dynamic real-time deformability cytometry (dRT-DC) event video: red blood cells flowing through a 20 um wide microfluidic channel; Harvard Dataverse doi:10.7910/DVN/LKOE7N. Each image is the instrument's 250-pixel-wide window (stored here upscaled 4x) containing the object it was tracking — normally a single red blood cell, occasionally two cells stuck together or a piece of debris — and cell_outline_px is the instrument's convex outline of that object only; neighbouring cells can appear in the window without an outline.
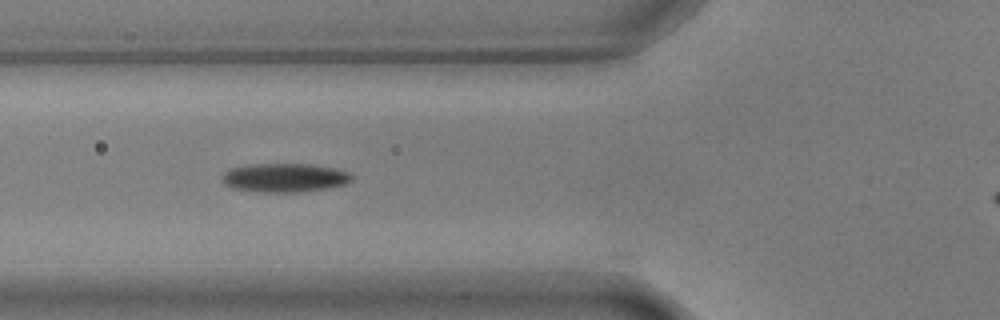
{"species": "common noctule bat (a hibernating species)", "species_latin": "Nyctalus noctula", "temperature_condition": "warm", "stored_images_in_passage": 15, "camera_frame_rate_fps": 3000, "um_per_image_px": 0.085, "animal": {"sex": "male", "body_mass_g": 17.9, "forearm_length_mm": 54.2}, "frame": {"image": 1, "passage_image": 12, "time_ms": 3.667, "image_size_px": [1000, 320], "cell_outline_px": [[352, 180], [344, 184], [324, 188], [296, 192], [260, 192], [232, 188], [224, 184], [224, 172], [232, 168], [248, 164], [312, 164], [336, 168], [348, 172], [352, 176]], "centroid_in_image_um": [24.19, 15.09], "position_along_channel_um": 101.6, "area_um2": 21.56}}